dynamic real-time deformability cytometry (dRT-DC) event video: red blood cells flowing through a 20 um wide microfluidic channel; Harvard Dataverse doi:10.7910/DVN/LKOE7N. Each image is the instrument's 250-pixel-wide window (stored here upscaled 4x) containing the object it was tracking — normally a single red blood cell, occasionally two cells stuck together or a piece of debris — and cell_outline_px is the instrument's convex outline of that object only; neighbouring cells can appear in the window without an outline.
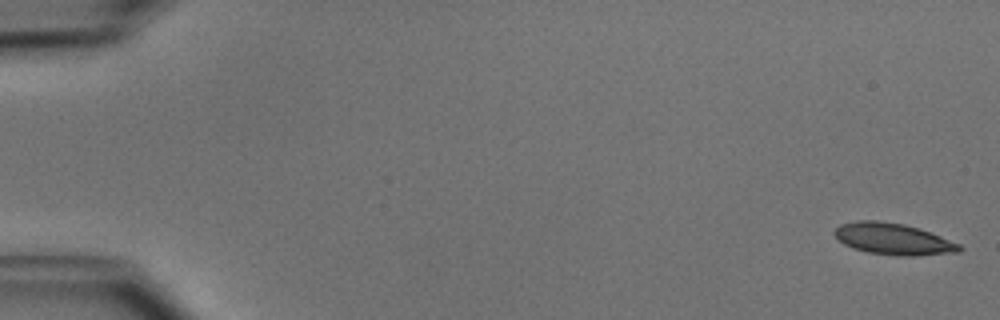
{"species": "common noctule bat (a hibernating species)", "species_latin": "Nyctalus noctula", "temperature_condition": "cold", "stored_images_in_passage": 50, "camera_frame_rate_fps": 3000, "um_per_image_px": 0.085, "animal": {"sex": "male", "body_mass_g": 15.6}, "frame": {"image": 1, "passage_image": 1, "time_ms": 0.0, "image_size_px": [1000, 320], "cell_outline_px": [[964, 248], [960, 252], [916, 256], [896, 256], [868, 252], [852, 248], [844, 244], [832, 232], [840, 224], [856, 220], [880, 220], [904, 224], [920, 228], [960, 244]], "centroid_in_image_um": [75.93, 20.31], "position_along_channel_um": 9.1, "area_um2": 23.18}}
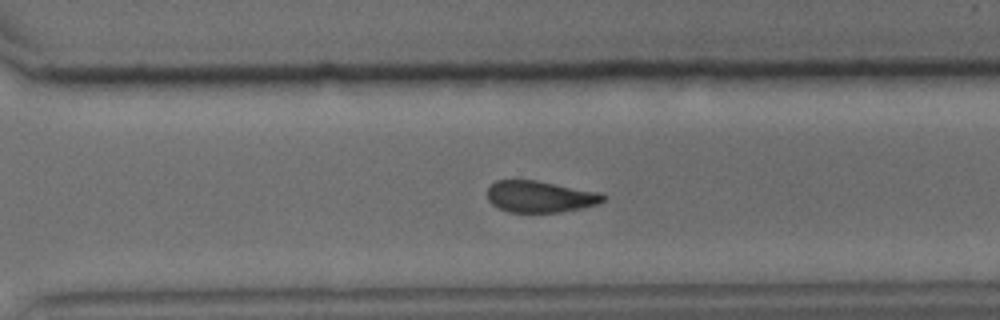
{"frame": {"image": 2, "passage_image": 36, "time_ms": 11.667, "image_size_px": [1000, 320], "cell_outline_px": [[608, 196], [604, 200], [596, 204], [580, 208], [560, 212], [508, 212], [492, 204], [488, 200], [488, 188], [496, 180], [536, 180], [600, 192]], "centroid_in_image_um": [45.91, 16.7], "position_along_channel_um": 324.7, "area_um2": 21.21}}
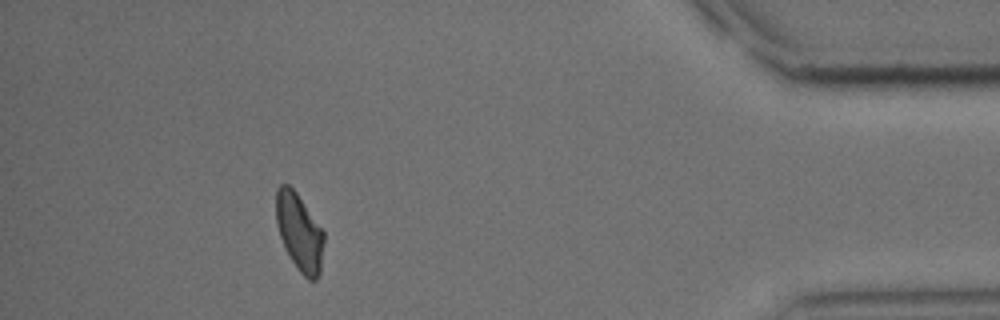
{"frame": {"image": 3, "passage_image": 46, "time_ms": 15.0, "image_size_px": [1000, 320], "cell_outline_px": [[324, 244], [320, 272], [316, 280], [308, 280], [296, 268], [284, 248], [276, 224], [276, 188], [280, 184], [288, 184], [296, 192], [324, 232]], "centroid_in_image_um": [25.44, 19.75], "position_along_channel_um": 409.8, "area_um2": 21.62}, "authors_computed_cell_mechanics": {"area_um2": 22.9177, "velocity_mm_per_s": 3.9857, "shape_relaxation_time_tau1_ms": 3.6878, "shape_relaxation_time_tau2_ms": 11.204, "deformation_change_tau1": 0.1074, "deformation_change_tau2": 0.1859}}